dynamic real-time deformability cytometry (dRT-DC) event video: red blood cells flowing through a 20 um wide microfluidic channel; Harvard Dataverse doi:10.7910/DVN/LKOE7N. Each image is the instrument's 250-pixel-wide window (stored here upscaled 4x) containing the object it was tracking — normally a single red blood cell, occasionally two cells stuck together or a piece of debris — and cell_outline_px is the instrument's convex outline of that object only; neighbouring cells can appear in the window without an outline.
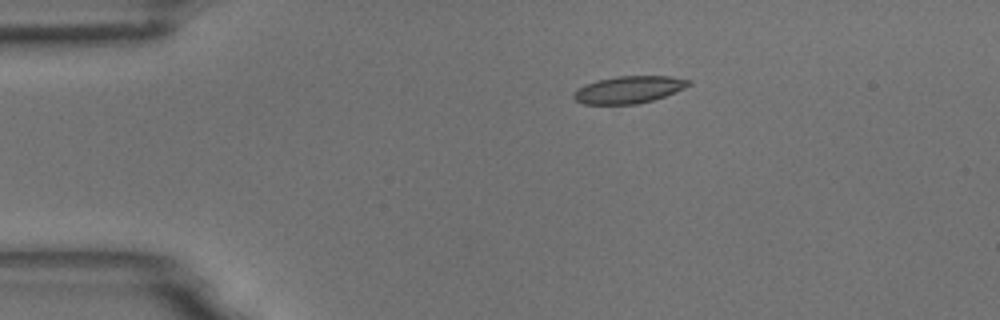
{"species": "common noctule bat (a hibernating species)", "species_latin": "Nyctalus noctula", "temperature_condition": "room temperature", "stored_images_in_passage": 15, "camera_frame_rate_fps": 3000, "um_per_image_px": 0.085, "animal": {"sex": "male", "body_mass_g": 18.8}, "frame": {"image": 1, "passage_image": 3, "time_ms": 0.667, "image_size_px": [1000, 320], "cell_outline_px": [[692, 84], [684, 88], [664, 96], [652, 100], [636, 104], [584, 104], [576, 100], [572, 96], [584, 84], [596, 80], [616, 76], [672, 76], [692, 80]], "centroid_in_image_um": [53.47, 7.6], "position_along_channel_um": 31.5, "area_um2": 18.15}}
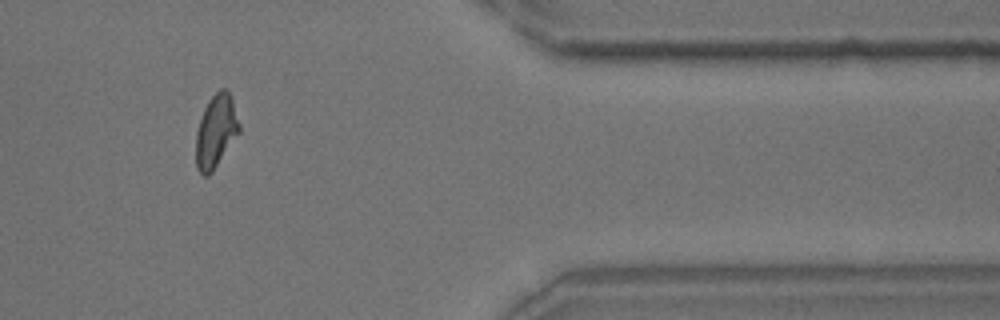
{"frame": {"image": 2, "passage_image": 13, "time_ms": 4.0, "image_size_px": [1000, 320], "cell_outline_px": [[240, 132], [212, 172], [208, 176], [204, 176], [196, 168], [196, 132], [204, 108], [208, 100], [220, 88], [228, 88], [240, 124]], "centroid_in_image_um": [18.36, 11.15], "position_along_channel_um": 393.0, "area_um2": 18.44}}